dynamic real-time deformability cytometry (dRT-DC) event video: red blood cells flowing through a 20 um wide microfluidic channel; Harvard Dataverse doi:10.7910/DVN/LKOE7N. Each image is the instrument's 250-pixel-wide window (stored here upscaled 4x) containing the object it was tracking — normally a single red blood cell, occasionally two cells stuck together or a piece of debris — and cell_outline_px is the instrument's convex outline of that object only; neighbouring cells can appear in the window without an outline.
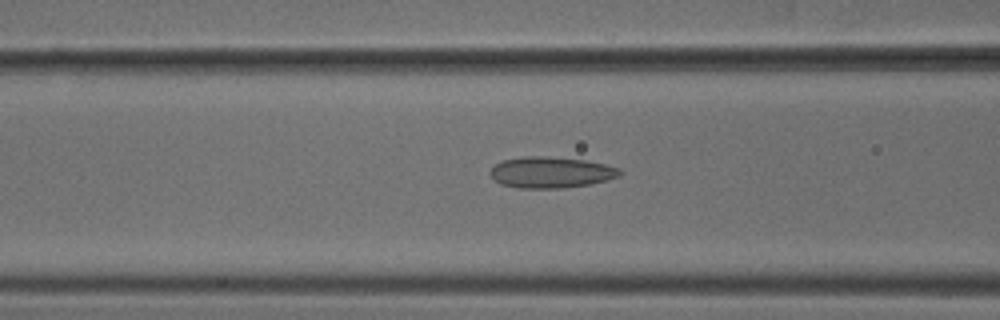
{"species": "common noctule bat (a hibernating species)", "species_latin": "Nyctalus noctula", "temperature_condition": "cold", "stored_images_in_passage": 52, "camera_frame_rate_fps": 3000, "um_per_image_px": 0.085, "animal": {"sex": "male", "body_mass_g": 18.8}, "frame": {"image": 1, "passage_image": 21, "time_ms": 6.667, "image_size_px": [1000, 320], "cell_outline_px": [[624, 172], [620, 176], [608, 180], [588, 184], [564, 188], [520, 188], [500, 184], [488, 172], [496, 164], [504, 160], [524, 156], [544, 156], [588, 160], [620, 168]], "centroid_in_image_um": [46.87, 14.65], "position_along_channel_um": 119.7, "area_um2": 23.58}}
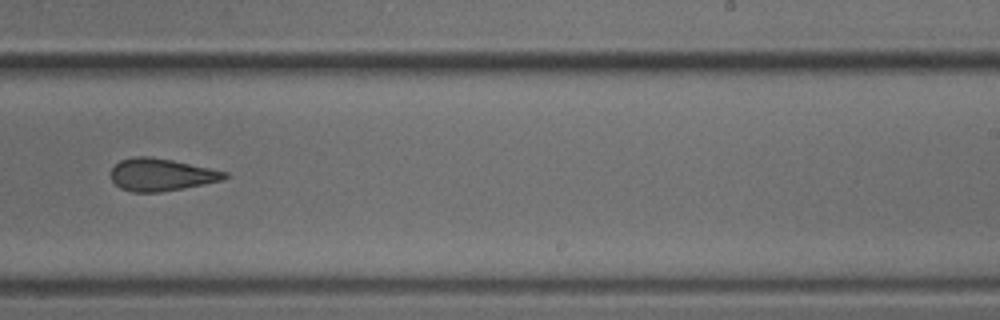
{"frame": {"image": 2, "passage_image": 33, "time_ms": 10.667, "image_size_px": [1000, 320], "cell_outline_px": [[232, 176], [224, 180], [184, 188], [160, 192], [132, 192], [120, 188], [112, 180], [112, 168], [120, 160], [136, 156], [148, 156], [172, 160], [228, 172]], "centroid_in_image_um": [13.75, 14.85], "position_along_channel_um": 275.3, "area_um2": 21.5}}
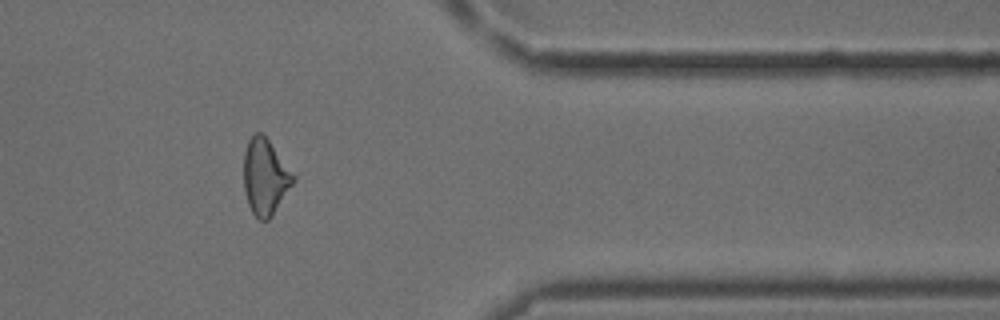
{"frame": {"image": 3, "passage_image": 43, "time_ms": 14.0, "image_size_px": [1000, 320], "cell_outline_px": [[296, 180], [272, 216], [268, 220], [260, 220], [252, 212], [248, 204], [244, 192], [244, 152], [248, 140], [256, 132], [260, 132], [268, 140], [296, 176]], "centroid_in_image_um": [22.54, 15.05], "position_along_channel_um": 388.9, "area_um2": 21.85}, "authors_computed_cell_mechanics": {"area_um2": 22.9466, "velocity_mm_per_s": 3.8837, "shape_relaxation_time_tau1_ms": null, "shape_relaxation_time_tau2_ms": 3.2424, "deformation_change_tau1": null, "deformation_change_tau2": 0.1279}}